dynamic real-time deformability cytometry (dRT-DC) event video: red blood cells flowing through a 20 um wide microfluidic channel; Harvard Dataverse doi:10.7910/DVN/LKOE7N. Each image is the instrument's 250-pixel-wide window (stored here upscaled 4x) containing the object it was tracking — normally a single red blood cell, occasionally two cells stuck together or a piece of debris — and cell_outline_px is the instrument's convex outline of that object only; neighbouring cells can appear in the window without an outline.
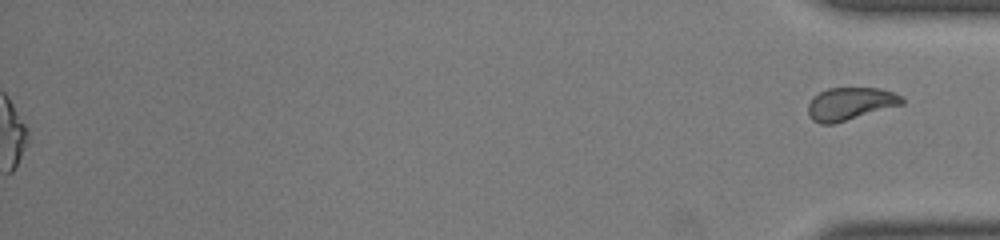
{"species": "common noctule bat (a hibernating species)", "species_latin": "Nyctalus noctula", "temperature_condition": "room temperature", "stored_images_in_passage": 46, "segment_of_instrument_passage": [2, 2], "camera_frame_rate_fps": 3000, "um_per_image_px": 0.085, "animal": {"sex": "male", "body_mass_g": 19.0, "forearm_length_mm": 50.8}, "frame": {"image": 1, "passage_image": 46, "time_ms": 15.0, "image_size_px": [1000, 240], "cell_outline_px": [[904, 104], [832, 124], [820, 124], [812, 120], [808, 112], [808, 104], [812, 96], [828, 88], [880, 88], [892, 92], [900, 96], [904, 100]], "centroid_in_image_um": [72.24, 8.81], "position_along_channel_um": 363.0, "area_um2": 17.8}}